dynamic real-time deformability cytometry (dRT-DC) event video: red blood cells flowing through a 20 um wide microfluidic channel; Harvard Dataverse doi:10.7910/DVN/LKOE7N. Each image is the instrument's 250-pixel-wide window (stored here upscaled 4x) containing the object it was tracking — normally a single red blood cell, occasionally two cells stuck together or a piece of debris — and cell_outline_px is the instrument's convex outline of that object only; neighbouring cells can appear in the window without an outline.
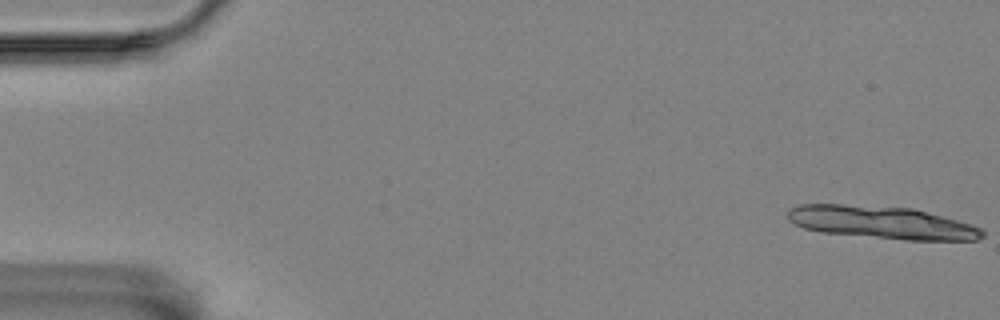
{"species": "Egyptian fruit bat (a non-hibernating species)", "species_latin": "Rousettus aegyptiacus", "temperature_condition": "room temperature", "stored_images_in_passage": 13, "camera_frame_rate_fps": 3000, "um_per_image_px": 0.085, "animal": {"sex": "female"}, "frame": {"image": 1, "passage_image": 1, "time_ms": 0.0, "image_size_px": [1000, 320], "cell_outline_px": [[984, 236], [976, 240], [904, 240], [824, 232], [804, 228], [788, 220], [788, 208], [800, 204], [844, 204], [912, 208], [956, 220], [980, 228], [984, 232]], "centroid_in_image_um": [74.92, 18.91], "position_along_channel_um": 10.1, "area_um2": 36.7}}